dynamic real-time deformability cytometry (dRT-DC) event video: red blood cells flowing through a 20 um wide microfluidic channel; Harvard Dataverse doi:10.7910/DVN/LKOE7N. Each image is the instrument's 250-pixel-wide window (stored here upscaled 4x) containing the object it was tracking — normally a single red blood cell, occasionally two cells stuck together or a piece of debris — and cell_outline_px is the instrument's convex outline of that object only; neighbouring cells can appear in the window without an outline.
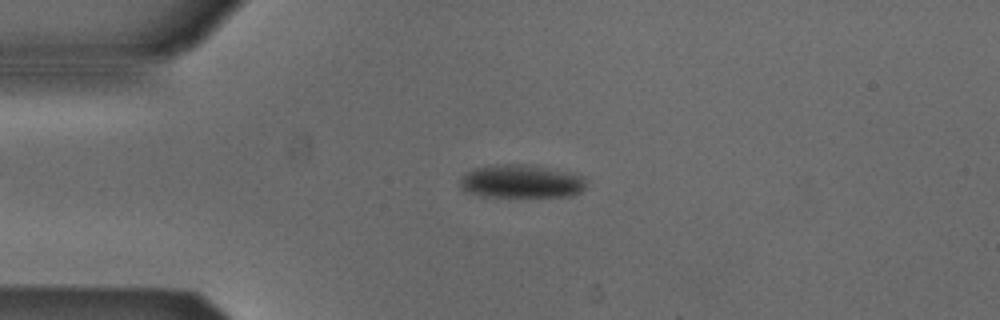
{"species": "Egyptian fruit bat (a non-hibernating species)", "species_latin": "Rousettus aegyptiacus", "temperature_condition": "cold", "stored_images_in_passage": 42, "camera_frame_rate_fps": 3000, "um_per_image_px": 0.085, "animal": {"sex": "male"}, "frame": {"image": 1, "passage_image": 13, "time_ms": 4.0, "image_size_px": [1000, 320], "cell_outline_px": [[584, 188], [580, 192], [572, 196], [480, 196], [464, 192], [460, 188], [460, 180], [472, 168], [492, 164], [528, 164], [548, 168], [584, 176]], "centroid_in_image_um": [44.25, 15.41], "position_along_channel_um": 40.8, "area_um2": 24.45}}
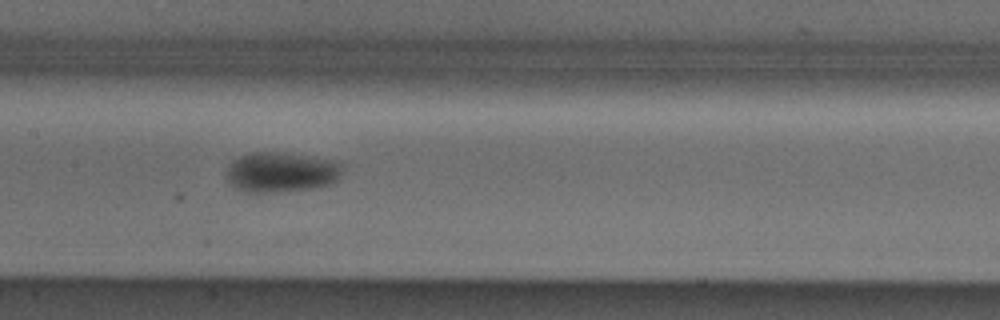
{"frame": {"image": 2, "passage_image": 26, "time_ms": 8.333, "image_size_px": [1000, 320], "cell_outline_px": [[344, 168], [340, 176], [336, 180], [328, 184], [312, 188], [264, 192], [248, 192], [236, 188], [224, 176], [224, 172], [228, 164], [232, 160], [240, 156], [252, 152], [284, 152], [336, 160], [344, 164]], "centroid_in_image_um": [23.89, 14.6], "position_along_channel_um": 183.5, "area_um2": 27.34}}
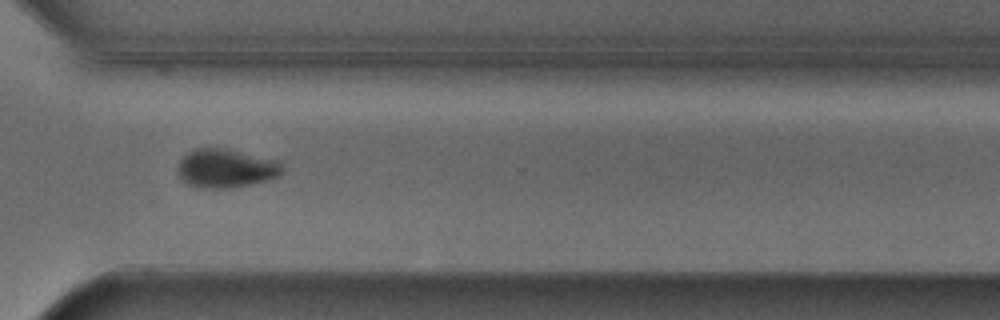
{"frame": {"image": 3, "passage_image": 39, "time_ms": 12.667, "image_size_px": [1000, 320], "cell_outline_px": [[284, 172], [280, 176], [268, 180], [228, 188], [200, 188], [188, 184], [180, 176], [176, 168], [180, 160], [192, 148], [212, 144], [276, 160], [284, 168]], "centroid_in_image_um": [19.18, 14.25], "position_along_channel_um": 351.4, "area_um2": 24.22}, "authors_computed_cell_mechanics": {"area_um2": 25.2586, "velocity_mm_per_s": 3.8815, "shape_relaxation_time_tau1_ms": 3.9546, "shape_relaxation_time_tau2_ms": null, "deformation_change_tau1": 0.1014, "deformation_change_tau2": null}}